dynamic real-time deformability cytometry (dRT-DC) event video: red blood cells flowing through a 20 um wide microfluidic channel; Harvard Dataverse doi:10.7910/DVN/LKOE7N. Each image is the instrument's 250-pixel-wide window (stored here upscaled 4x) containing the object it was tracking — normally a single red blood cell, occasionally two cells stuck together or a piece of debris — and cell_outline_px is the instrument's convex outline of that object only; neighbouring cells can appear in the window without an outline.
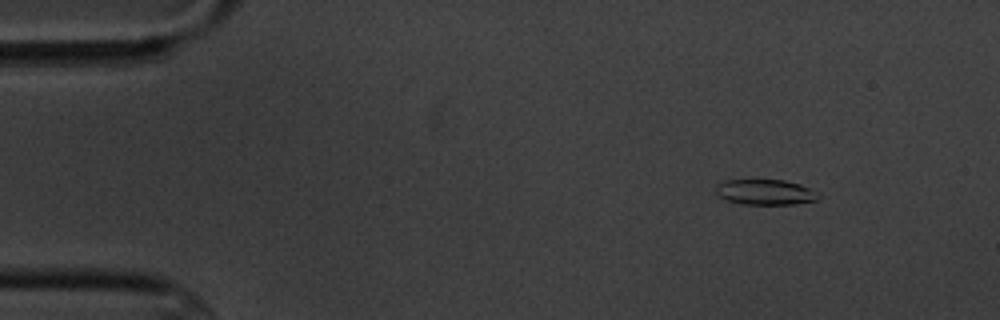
{"species": "common noctule bat (a hibernating species)", "species_latin": "Nyctalus noctula", "temperature_condition": "cold", "stored_images_in_passage": 5, "camera_frame_rate_fps": 3000, "um_per_image_px": 0.085, "animal": {"sex": "male", "body_mass_g": 20.1, "forearm_length_mm": 53.5}, "frame": {"image": 1, "passage_image": 2, "time_ms": 1.333, "image_size_px": [1000, 320], "cell_outline_px": [[820, 196], [816, 200], [796, 204], [740, 204], [716, 196], [716, 184], [724, 180], [784, 180], [800, 184], [820, 192]], "centroid_in_image_um": [65.05, 16.33], "position_along_channel_um": 19.9, "area_um2": 15.37}}